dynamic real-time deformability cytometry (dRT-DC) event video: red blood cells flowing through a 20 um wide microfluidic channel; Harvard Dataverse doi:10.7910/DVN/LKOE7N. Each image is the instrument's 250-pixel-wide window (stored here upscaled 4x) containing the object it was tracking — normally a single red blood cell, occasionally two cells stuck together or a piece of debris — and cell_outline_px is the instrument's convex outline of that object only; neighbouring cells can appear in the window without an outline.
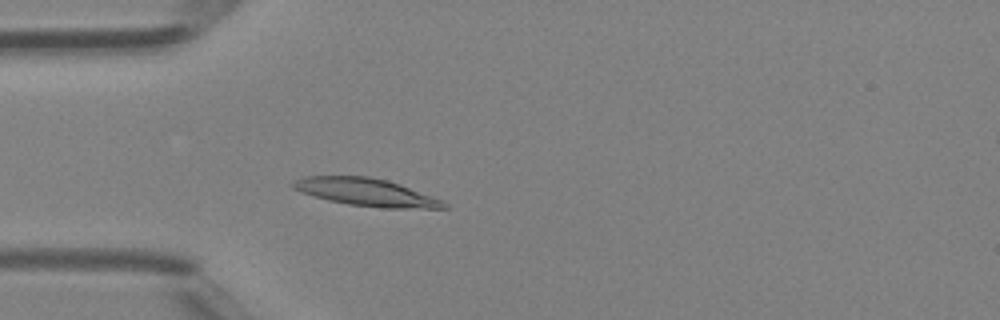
{"species": "Egyptian fruit bat (a non-hibernating species)", "species_latin": "Rousettus aegyptiacus", "temperature_condition": "room temperature", "stored_images_in_passage": 46, "camera_frame_rate_fps": 3000, "um_per_image_px": 0.085, "animal": {"sex": "female"}, "frame": {"image": 1, "passage_image": 12, "time_ms": 3.667, "image_size_px": [1000, 320], "cell_outline_px": [[448, 208], [380, 208], [348, 204], [328, 200], [300, 192], [292, 188], [288, 184], [292, 180], [304, 176], [368, 176], [388, 180], [400, 184], [440, 200], [448, 204]], "centroid_in_image_um": [31.03, 16.33], "position_along_channel_um": 54.0, "area_um2": 24.28}}
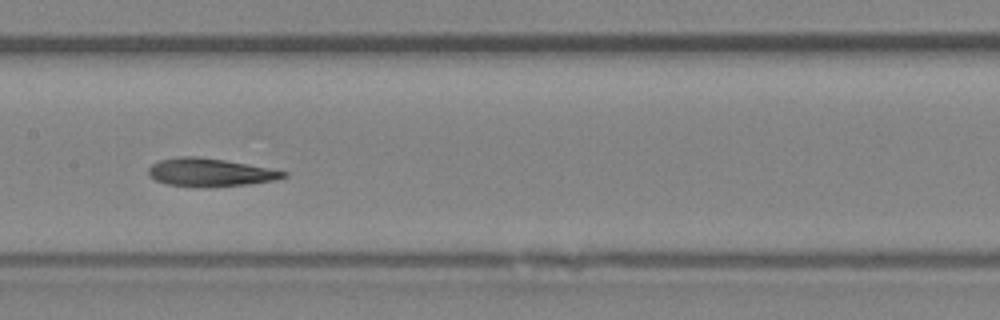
{"frame": {"image": 2, "passage_image": 22, "time_ms": 7.0, "image_size_px": [1000, 320], "cell_outline_px": [[288, 176], [276, 180], [248, 184], [204, 188], [168, 184], [156, 180], [148, 176], [148, 168], [152, 164], [160, 160], [180, 156], [196, 156], [224, 160], [248, 164], [288, 172]], "centroid_in_image_um": [17.85, 14.66], "position_along_channel_um": 189.5, "area_um2": 22.2}}
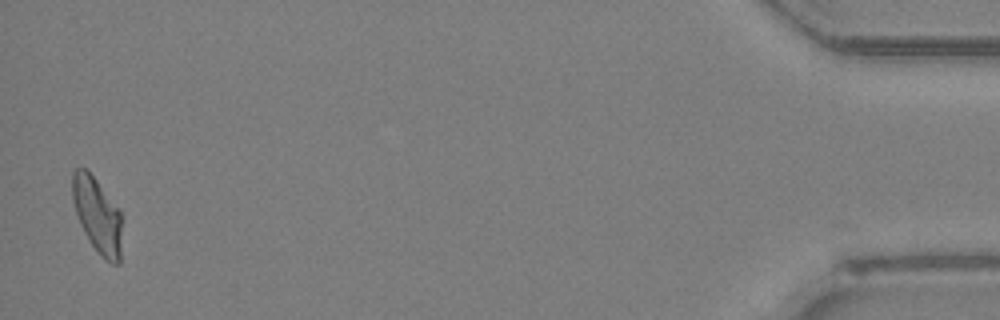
{"frame": {"image": 3, "passage_image": 45, "time_ms": 14.667, "image_size_px": [1000, 320], "cell_outline_px": [[124, 220], [120, 264], [112, 264], [104, 260], [92, 244], [84, 232], [80, 224], [72, 200], [72, 172], [76, 168], [84, 168], [96, 180], [120, 212]], "centroid_in_image_um": [8.31, 18.36], "position_along_channel_um": 426.9, "area_um2": 21.91}, "authors_computed_cell_mechanics": {"area_um2": 22.5709, "velocity_mm_per_s": 4.2954, "shape_relaxation_time_tau1_ms": null, "shape_relaxation_time_tau2_ms": 4.905, "deformation_change_tau1": null, "deformation_change_tau2": 0.1117}}